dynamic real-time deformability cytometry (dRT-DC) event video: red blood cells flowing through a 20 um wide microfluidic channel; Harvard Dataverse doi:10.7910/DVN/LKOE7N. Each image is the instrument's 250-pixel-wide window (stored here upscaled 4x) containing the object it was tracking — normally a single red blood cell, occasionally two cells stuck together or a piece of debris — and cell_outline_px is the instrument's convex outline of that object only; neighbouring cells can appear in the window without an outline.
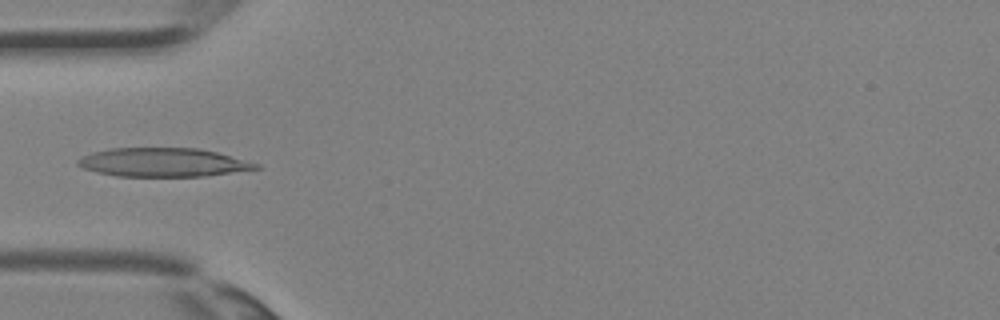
{"species": "Egyptian fruit bat (a non-hibernating species)", "species_latin": "Rousettus aegyptiacus", "temperature_condition": "room temperature", "stored_images_in_passage": 35, "camera_frame_rate_fps": 3000, "um_per_image_px": 0.085, "animal": {"sex": "female"}, "frame": {"image": 1, "passage_image": 11, "time_ms": 3.333, "image_size_px": [1000, 320], "cell_outline_px": [[260, 168], [204, 176], [116, 176], [96, 172], [84, 168], [76, 164], [76, 160], [80, 156], [92, 152], [112, 148], [196, 148], [216, 152], [260, 164]], "centroid_in_image_um": [13.8, 13.8], "position_along_channel_um": 71.2, "area_um2": 29.65}}
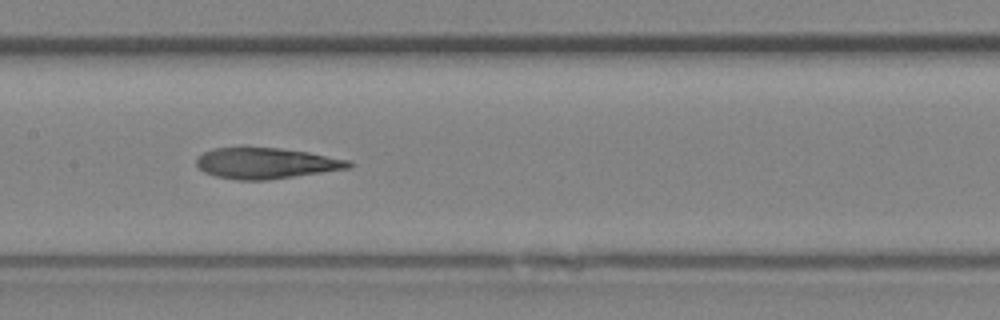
{"frame": {"image": 2, "passage_image": 17, "time_ms": 5.333, "image_size_px": [1000, 320], "cell_outline_px": [[352, 168], [264, 180], [240, 180], [216, 176], [204, 172], [196, 164], [196, 156], [212, 148], [248, 144], [280, 148], [308, 152], [352, 160]], "centroid_in_image_um": [22.57, 13.82], "position_along_channel_um": 184.8, "area_um2": 28.26}}
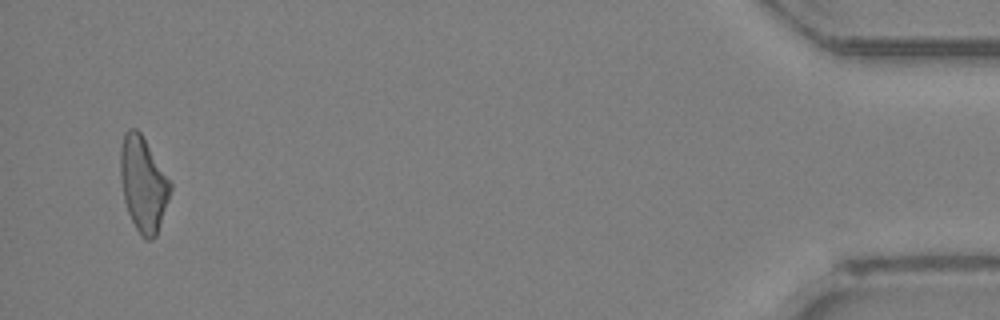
{"frame": {"image": 3, "passage_image": 34, "time_ms": 11.0, "image_size_px": [1000, 320], "cell_outline_px": [[172, 188], [156, 236], [152, 240], [144, 240], [140, 236], [128, 212], [124, 200], [120, 180], [120, 148], [124, 132], [128, 128], [136, 128], [140, 132], [172, 184]], "centroid_in_image_um": [12.15, 15.65], "position_along_channel_um": 423.0, "area_um2": 27.51}}